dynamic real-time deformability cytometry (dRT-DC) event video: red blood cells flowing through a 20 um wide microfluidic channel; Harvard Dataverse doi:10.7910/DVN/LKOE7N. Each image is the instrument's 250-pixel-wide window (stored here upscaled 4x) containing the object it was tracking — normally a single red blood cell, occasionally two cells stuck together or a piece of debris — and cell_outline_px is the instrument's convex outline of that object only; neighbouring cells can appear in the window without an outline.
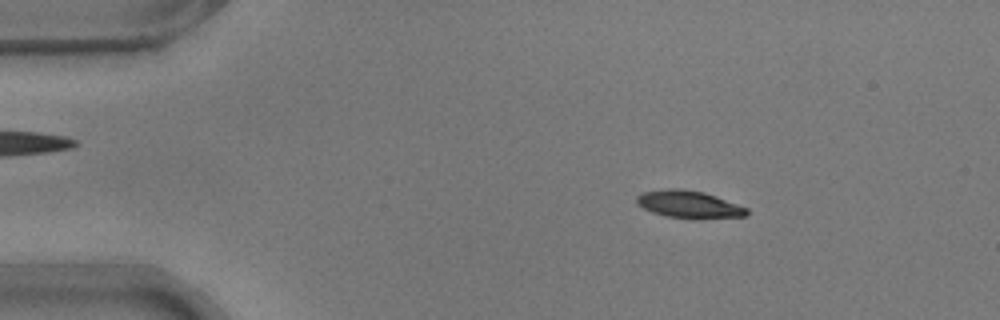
{"species": "common noctule bat (a hibernating species)", "species_latin": "Nyctalus noctula", "temperature_condition": "warm", "stored_images_in_passage": 53, "camera_frame_rate_fps": 3000, "um_per_image_px": 0.085, "animal": {"sex": "male", "body_mass_g": 17.9}, "frame": {"image": 1, "passage_image": 8, "time_ms": 2.333, "image_size_px": [1000, 320], "cell_outline_px": [[748, 216], [668, 216], [652, 212], [636, 204], [636, 196], [640, 192], [668, 188], [680, 188], [704, 192], [716, 196], [748, 208]], "centroid_in_image_um": [58.48, 17.3], "position_along_channel_um": 26.5, "area_um2": 16.82}}
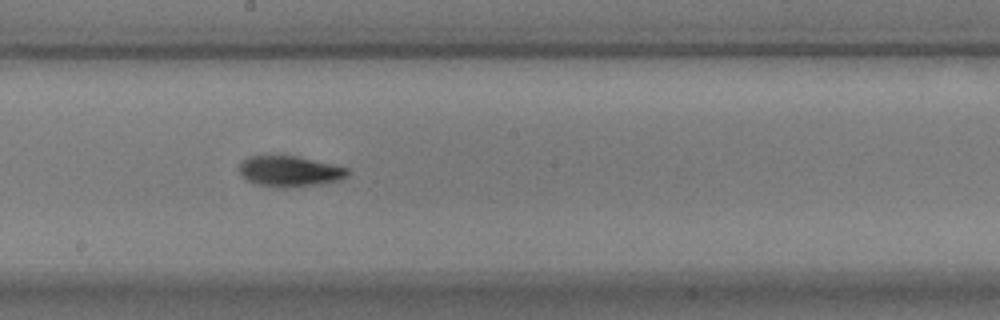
{"frame": {"image": 2, "passage_image": 29, "time_ms": 9.333, "image_size_px": [1000, 320], "cell_outline_px": [[348, 176], [340, 180], [320, 184], [288, 188], [276, 188], [256, 184], [248, 180], [240, 172], [240, 160], [248, 156], [296, 156], [348, 168]], "centroid_in_image_um": [24.61, 14.57], "position_along_channel_um": 223.6, "area_um2": 19.36}}
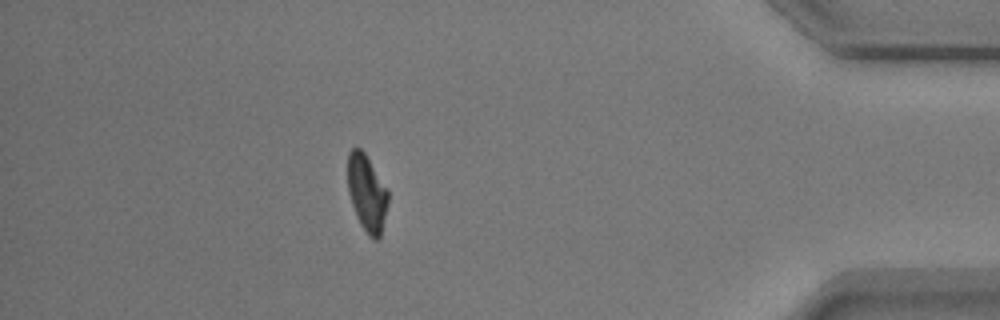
{"frame": {"image": 3, "passage_image": 47, "time_ms": 15.333, "image_size_px": [1000, 320], "cell_outline_px": [[388, 204], [380, 240], [372, 240], [368, 236], [360, 224], [356, 216], [348, 192], [348, 152], [352, 148], [360, 148], [364, 152], [388, 192]], "centroid_in_image_um": [31.18, 16.47], "position_along_channel_um": 404.0, "area_um2": 17.98}, "authors_computed_cell_mechanics": {"area_um2": 18.496, "velocity_mm_per_s": 3.7551, "shape_relaxation_time_tau1_ms": 3.3354, "shape_relaxation_time_tau2_ms": 3.0768, "deformation_change_tau1": 0.1509, "deformation_change_tau2": 0.0779}}